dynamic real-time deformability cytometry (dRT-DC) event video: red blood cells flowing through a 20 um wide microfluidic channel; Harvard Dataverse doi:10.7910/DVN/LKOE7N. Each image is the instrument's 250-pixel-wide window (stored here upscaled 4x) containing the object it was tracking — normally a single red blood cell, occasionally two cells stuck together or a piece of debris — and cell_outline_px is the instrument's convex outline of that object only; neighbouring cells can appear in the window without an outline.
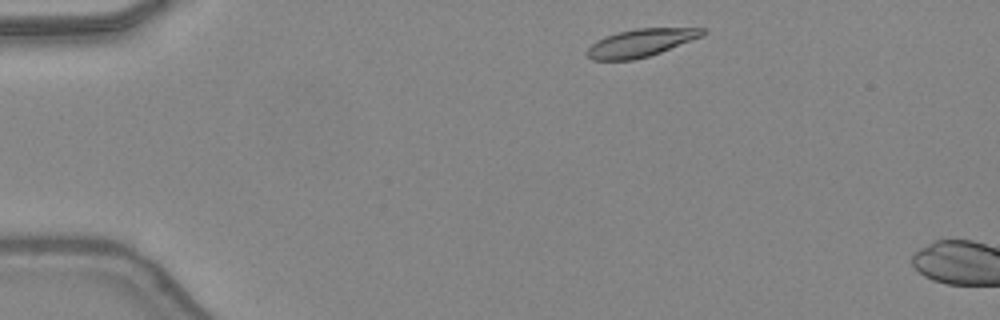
{"species": "common noctule bat (a hibernating species)", "species_latin": "Nyctalus noctula", "temperature_condition": "warm", "stored_images_in_passage": 5, "camera_frame_rate_fps": 3000, "um_per_image_px": 0.085, "animal": {"sex": "female", "body_mass_g": 24.6, "forearm_length_mm": 56.2}, "frame": {"image": 1, "passage_image": 3, "time_ms": 0.667, "image_size_px": [1000, 320], "cell_outline_px": [[708, 32], [704, 36], [660, 52], [648, 56], [632, 60], [592, 60], [584, 52], [596, 40], [604, 36], [616, 32], [636, 28], [704, 28]], "centroid_in_image_um": [54.46, 3.63], "position_along_channel_um": 30.5, "area_um2": 18.84}}